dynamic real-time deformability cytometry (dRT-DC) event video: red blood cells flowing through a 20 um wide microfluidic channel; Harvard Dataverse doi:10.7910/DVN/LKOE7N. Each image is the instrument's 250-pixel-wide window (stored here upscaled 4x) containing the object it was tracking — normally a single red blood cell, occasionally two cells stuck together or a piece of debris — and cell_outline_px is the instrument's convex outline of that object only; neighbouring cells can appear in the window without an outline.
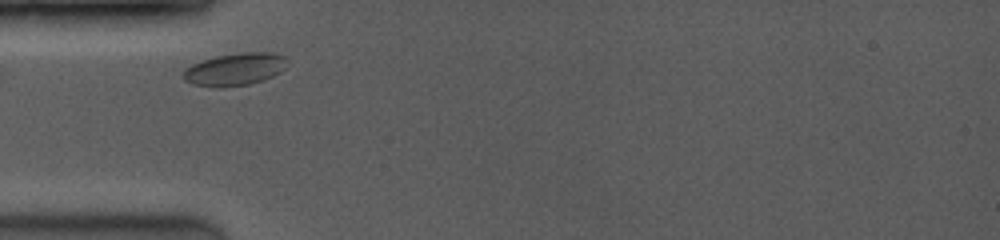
{"species": "common noctule bat (a hibernating species)", "species_latin": "Nyctalus noctula", "temperature_condition": "room temperature", "stored_images_in_passage": 8, "camera_frame_rate_fps": 3500, "um_per_image_px": 0.085, "animal": {"sex": "female", "body_mass_g": 19.0, "forearm_length_mm": 53.3}, "frame": {"image": 1, "passage_image": 1, "time_ms": 0.0, "image_size_px": [1000, 240], "cell_outline_px": [[288, 60], [284, 68], [280, 72], [264, 80], [248, 84], [220, 88], [216, 88], [192, 84], [184, 80], [184, 68], [192, 64], [216, 56], [240, 52], [272, 52], [284, 56]], "centroid_in_image_um": [19.96, 5.89], "position_along_channel_um": 65.0, "area_um2": 19.77}}
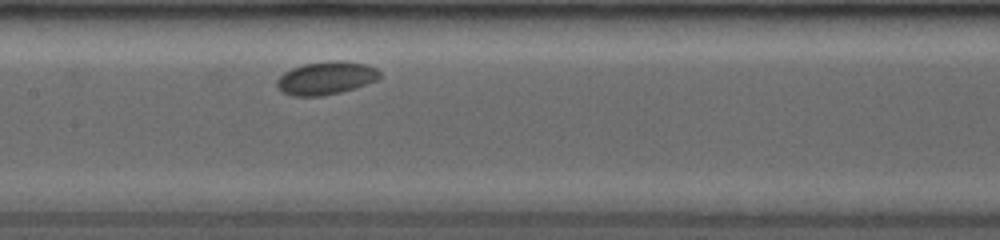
{"frame": {"image": 2, "passage_image": 5, "time_ms": 3.143, "image_size_px": [1000, 240], "cell_outline_px": [[380, 76], [376, 80], [340, 92], [320, 96], [292, 96], [284, 92], [276, 84], [276, 80], [284, 72], [292, 68], [304, 64], [328, 60], [344, 60], [364, 64], [376, 68], [380, 72]], "centroid_in_image_um": [27.69, 6.61], "position_along_channel_um": 179.7, "area_um2": 19.59}}